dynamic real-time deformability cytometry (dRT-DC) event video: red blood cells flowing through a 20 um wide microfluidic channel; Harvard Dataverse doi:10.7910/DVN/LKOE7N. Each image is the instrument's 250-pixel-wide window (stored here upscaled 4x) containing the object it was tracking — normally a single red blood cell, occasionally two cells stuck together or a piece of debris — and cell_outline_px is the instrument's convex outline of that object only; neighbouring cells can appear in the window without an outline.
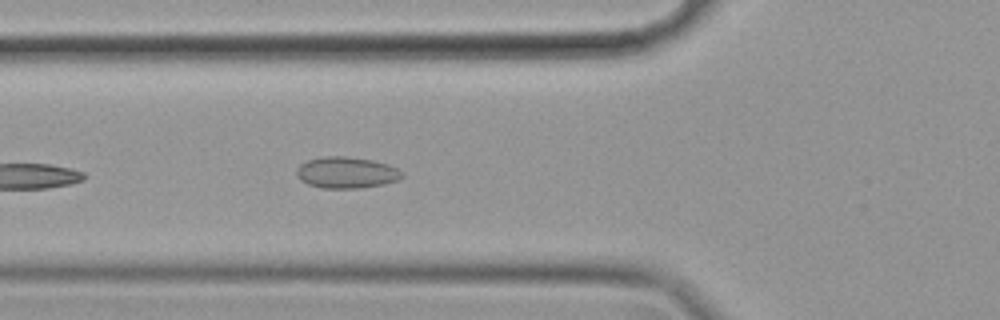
{"species": "common noctule bat (a hibernating species)", "species_latin": "Nyctalus noctula", "temperature_condition": "cold", "stored_images_in_passage": 21, "camera_frame_rate_fps": 3000, "um_per_image_px": 0.085, "animal": {"sex": "female", "body_mass_g": 19.9}, "frame": {"image": 1, "passage_image": 6, "time_ms": 1.667, "image_size_px": [1000, 320], "cell_outline_px": [[404, 176], [396, 180], [384, 184], [360, 188], [324, 188], [308, 184], [300, 180], [296, 176], [296, 172], [300, 164], [308, 160], [324, 156], [344, 156], [372, 160], [388, 164], [404, 172]], "centroid_in_image_um": [29.45, 14.67], "position_along_channel_um": 96.4, "area_um2": 19.25}}
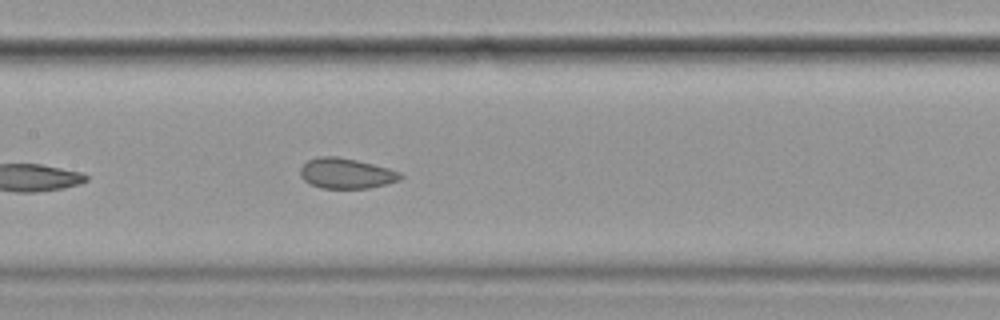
{"frame": {"image": 2, "passage_image": 13, "time_ms": 4.0, "image_size_px": [1000, 320], "cell_outline_px": [[404, 176], [400, 180], [368, 188], [320, 188], [304, 180], [300, 176], [300, 168], [308, 160], [320, 156], [336, 156], [356, 160], [388, 168], [400, 172]], "centroid_in_image_um": [29.42, 14.73], "position_along_channel_um": 178.0, "area_um2": 17.57}}
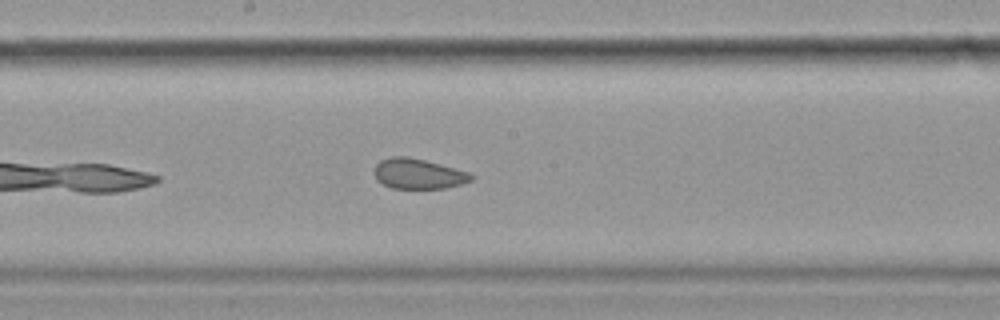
{"frame": {"image": 3, "passage_image": 16, "time_ms": 5.0, "image_size_px": [1000, 320], "cell_outline_px": [[476, 176], [472, 180], [460, 184], [444, 188], [392, 188], [376, 180], [372, 172], [376, 164], [380, 160], [392, 156], [408, 156], [424, 160], [468, 172]], "centroid_in_image_um": [35.51, 14.76], "position_along_channel_um": 212.7, "area_um2": 17.05}}